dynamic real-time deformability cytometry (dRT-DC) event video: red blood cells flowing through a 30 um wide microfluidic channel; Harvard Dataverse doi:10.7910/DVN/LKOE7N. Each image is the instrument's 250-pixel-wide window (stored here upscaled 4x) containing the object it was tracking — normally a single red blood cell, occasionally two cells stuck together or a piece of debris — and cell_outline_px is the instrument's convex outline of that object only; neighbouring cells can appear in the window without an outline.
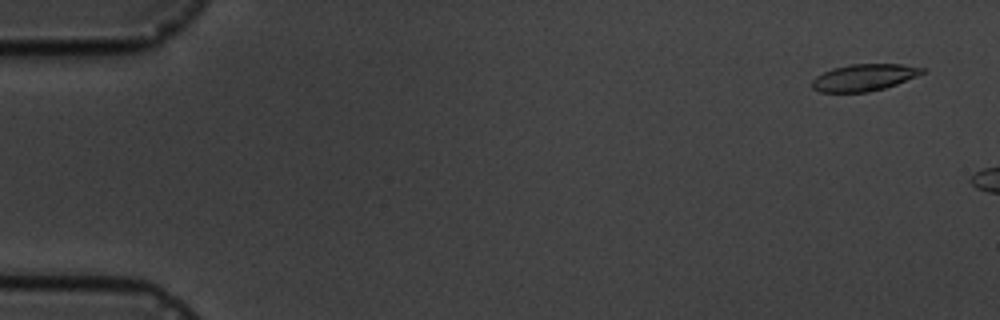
{"species": "common noctule bat (a hibernating species)", "species_latin": "Nyctalus noctula", "temperature_condition": "cold", "stored_images_in_passage": 3, "camera_frame_rate_fps": 3000, "um_per_image_px": 0.085, "animal": {"sex": "male", "body_mass_g": 19.5, "forearm_length_mm": 54.6}, "frame": {"image": 1, "passage_image": 1, "time_ms": 0.0, "image_size_px": [1000, 320], "cell_outline_px": [[924, 72], [916, 76], [896, 84], [884, 88], [868, 92], [820, 92], [812, 88], [812, 80], [816, 76], [832, 68], [852, 64], [904, 64], [924, 68]], "centroid_in_image_um": [73.42, 6.58], "position_along_channel_um": 11.6, "area_um2": 17.11}}